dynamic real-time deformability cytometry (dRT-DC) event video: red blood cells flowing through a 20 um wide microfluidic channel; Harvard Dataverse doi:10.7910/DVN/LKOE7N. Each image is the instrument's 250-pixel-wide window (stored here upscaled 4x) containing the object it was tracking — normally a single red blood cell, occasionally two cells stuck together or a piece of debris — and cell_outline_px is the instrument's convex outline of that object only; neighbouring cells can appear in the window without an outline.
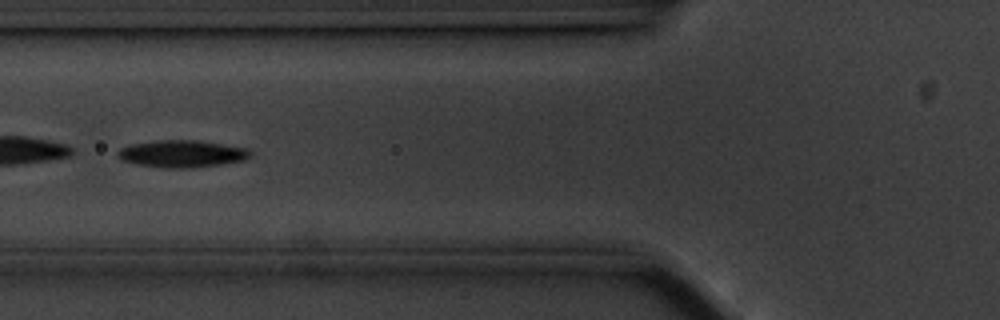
{"species": "common noctule bat (a hibernating species)", "species_latin": "Nyctalus noctula", "temperature_condition": "cold", "stored_images_in_passage": 55, "camera_frame_rate_fps": 3000, "um_per_image_px": 0.085, "animal": {"sex": "male", "body_mass_g": 20.1, "forearm_length_mm": 53.5}, "frame": {"image": 1, "passage_image": 21, "time_ms": 6.667, "image_size_px": [1000, 320], "cell_outline_px": [[252, 156], [244, 160], [220, 164], [192, 168], [164, 168], [136, 164], [120, 160], [116, 156], [116, 152], [120, 148], [128, 144], [156, 140], [196, 140], [248, 148], [252, 152]], "centroid_in_image_um": [15.42, 13.07], "position_along_channel_um": 110.4, "area_um2": 21.27}}
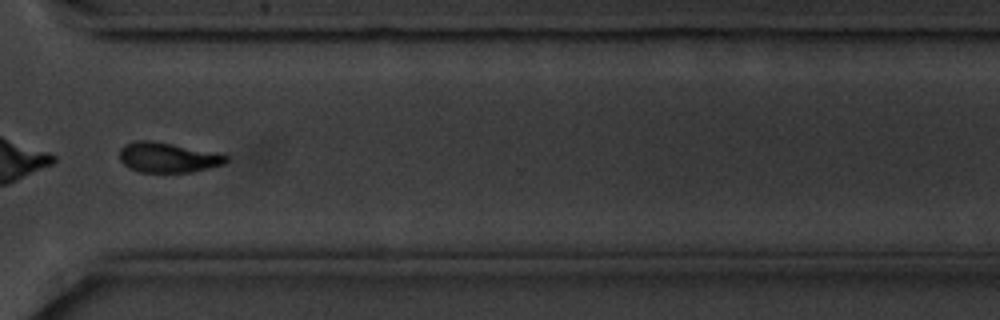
{"frame": {"image": 2, "passage_image": 42, "time_ms": 13.667, "image_size_px": [1000, 320], "cell_outline_px": [[228, 160], [224, 164], [192, 172], [140, 172], [128, 168], [120, 160], [120, 148], [124, 144], [136, 140], [148, 140], [224, 152], [228, 156]], "centroid_in_image_um": [14.32, 13.37], "position_along_channel_um": 356.3, "area_um2": 19.07}, "authors_computed_cell_mechanics": {"area_um2": 20.8658, "velocity_mm_per_s": 3.5161, "shape_relaxation_time_tau1_ms": 2.5904, "shape_relaxation_time_tau2_ms": null, "deformation_change_tau1": 0.1384, "deformation_change_tau2": null}}